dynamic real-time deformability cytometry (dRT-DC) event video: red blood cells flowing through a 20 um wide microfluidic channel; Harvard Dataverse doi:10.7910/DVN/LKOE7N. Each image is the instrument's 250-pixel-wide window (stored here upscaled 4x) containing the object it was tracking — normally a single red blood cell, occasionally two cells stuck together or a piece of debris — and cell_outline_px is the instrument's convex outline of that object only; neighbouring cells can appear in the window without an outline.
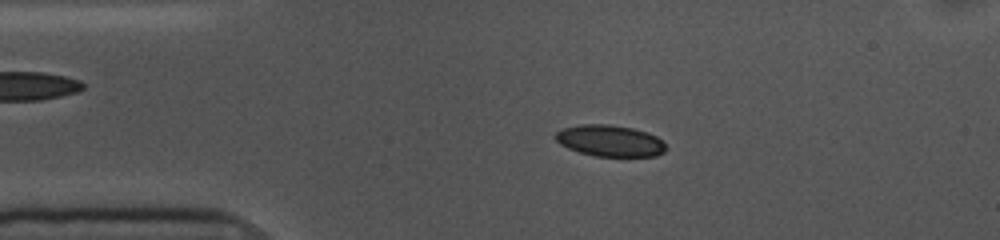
{"species": "common noctule bat (a hibernating species)", "species_latin": "Nyctalus noctula", "temperature_condition": "cold", "stored_images_in_passage": 51, "camera_frame_rate_fps": 3000, "um_per_image_px": 0.085, "animal": {"sex": "female", "body_mass_g": 10.0, "forearm_length_mm": 53.1}, "frame": {"image": 1, "passage_image": 6, "time_ms": 1.667, "image_size_px": [1000, 240], "cell_outline_px": [[668, 148], [664, 152], [656, 156], [596, 156], [580, 152], [568, 148], [560, 144], [552, 136], [556, 132], [564, 128], [580, 124], [608, 124], [632, 128], [648, 132], [656, 136]], "centroid_in_image_um": [51.83, 11.96], "position_along_channel_um": 33.2, "area_um2": 20.23}}
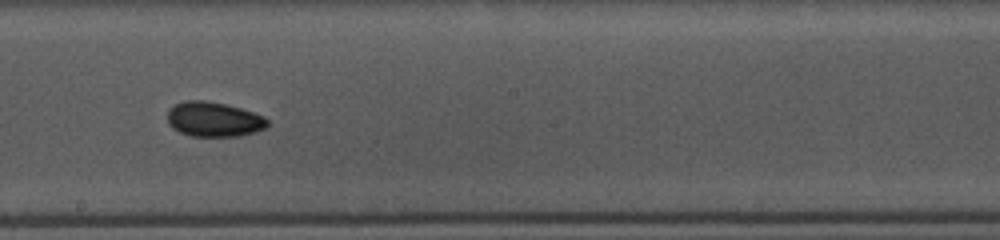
{"frame": {"image": 2, "passage_image": 25, "time_ms": 8.0, "image_size_px": [1000, 240], "cell_outline_px": [[268, 128], [256, 132], [240, 136], [192, 136], [180, 132], [172, 128], [168, 124], [168, 108], [184, 100], [204, 100], [224, 104], [240, 108], [264, 116], [268, 120]], "centroid_in_image_um": [18.18, 10.15], "position_along_channel_um": 230.0, "area_um2": 20.4}}
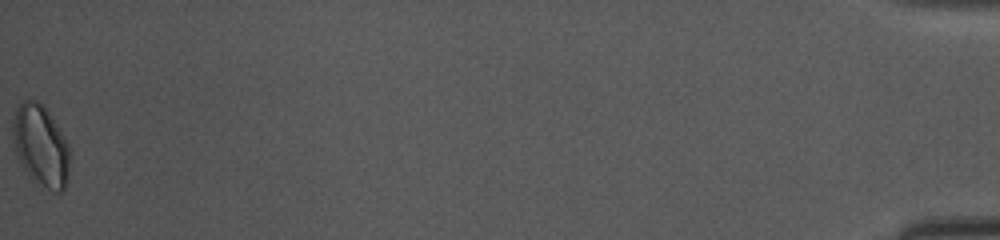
{"frame": {"image": 3, "passage_image": 51, "time_ms": 16.667, "image_size_px": [1000, 240], "cell_outline_px": [[68, 176], [64, 192], [56, 192], [32, 180], [28, 176], [16, 152], [12, 136], [12, 120], [16, 108], [24, 100], [36, 100], [44, 104], [68, 144]], "centroid_in_image_um": [3.45, 12.37], "position_along_channel_um": 431.8, "area_um2": 26.82}, "authors_computed_cell_mechanics": {"area_um2": 20.1722, "velocity_mm_per_s": 3.5664, "shape_relaxation_time_tau1_ms": 2.6496, "shape_relaxation_time_tau2_ms": 6.8039, "deformation_change_tau1": 0.0763, "deformation_change_tau2": 0.0923}}